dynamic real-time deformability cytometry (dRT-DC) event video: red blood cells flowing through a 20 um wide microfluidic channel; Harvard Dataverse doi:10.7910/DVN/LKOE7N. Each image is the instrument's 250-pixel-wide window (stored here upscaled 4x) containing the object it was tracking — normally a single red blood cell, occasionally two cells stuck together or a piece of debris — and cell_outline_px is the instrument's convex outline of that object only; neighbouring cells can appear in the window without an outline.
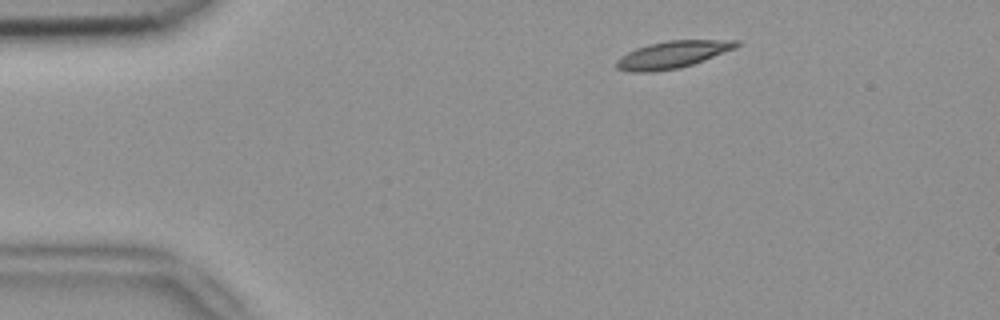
{"species": "common noctule bat (a hibernating species)", "species_latin": "Nyctalus noctula", "temperature_condition": "room temperature", "stored_images_in_passage": 46, "camera_frame_rate_fps": 3000, "um_per_image_px": 0.085, "animal": {"sex": "female", "body_mass_g": 18.4}, "frame": {"image": 1, "passage_image": 2, "time_ms": 0.333, "image_size_px": [1000, 320], "cell_outline_px": [[740, 44], [736, 48], [692, 64], [680, 68], [652, 72], [632, 72], [616, 68], [616, 60], [620, 56], [636, 48], [648, 44], [668, 40], [740, 40]], "centroid_in_image_um": [57.15, 4.64], "position_along_channel_um": 27.9, "area_um2": 18.96}}
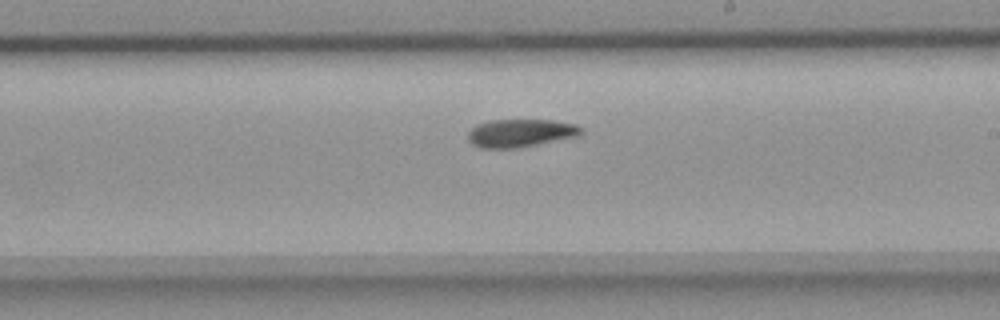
{"frame": {"image": 2, "passage_image": 24, "time_ms": 7.667, "image_size_px": [1000, 320], "cell_outline_px": [[584, 132], [576, 136], [520, 148], [480, 148], [472, 144], [468, 140], [468, 132], [476, 124], [492, 120], [552, 120], [576, 124], [584, 128]], "centroid_in_image_um": [44.24, 11.31], "position_along_channel_um": 244.8, "area_um2": 18.55}}
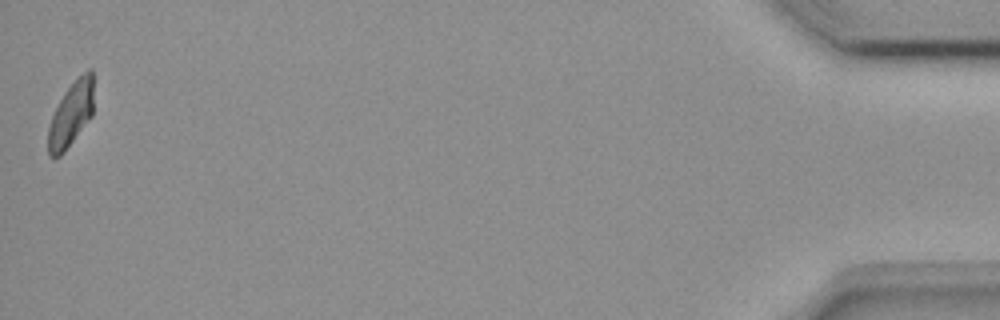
{"frame": {"image": 3, "passage_image": 46, "time_ms": 15.0, "image_size_px": [1000, 320], "cell_outline_px": [[92, 116], [64, 152], [60, 156], [48, 156], [48, 128], [52, 116], [64, 92], [88, 68], [92, 68]], "centroid_in_image_um": [6.02, 9.73], "position_along_channel_um": 429.2, "area_um2": 16.7}, "authors_computed_cell_mechanics": {"area_um2": 18.4382, "velocity_mm_per_s": 3.7907, "shape_relaxation_time_tau1_ms": 7.7253, "shape_relaxation_time_tau2_ms": 5.7357, "deformation_change_tau1": 0.1737, "deformation_change_tau2": 0.0993}}